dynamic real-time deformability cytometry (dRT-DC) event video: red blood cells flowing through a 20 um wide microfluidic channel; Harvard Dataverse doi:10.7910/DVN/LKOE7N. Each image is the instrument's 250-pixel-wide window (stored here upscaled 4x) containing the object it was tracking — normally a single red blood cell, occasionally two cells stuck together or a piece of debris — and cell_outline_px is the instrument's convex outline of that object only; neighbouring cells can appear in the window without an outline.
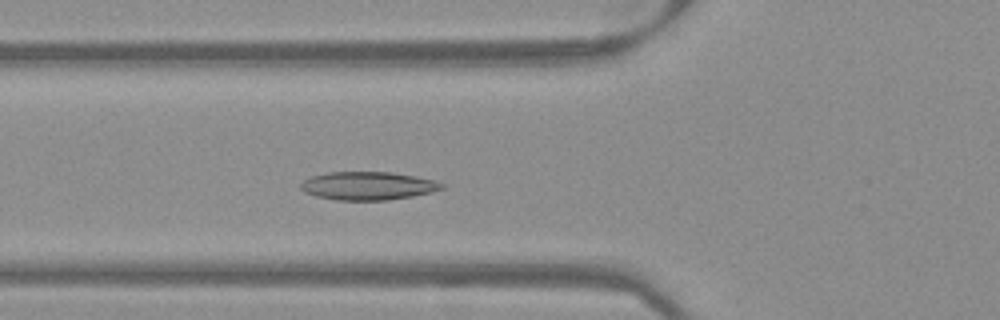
{"species": "Egyptian fruit bat (a non-hibernating species)", "species_latin": "Rousettus aegyptiacus", "temperature_condition": "warm", "stored_images_in_passage": 47, "camera_frame_rate_fps": 3000, "um_per_image_px": 0.085, "frame": {"image": 1, "passage_image": 15, "time_ms": 4.667, "image_size_px": [1000, 320], "cell_outline_px": [[444, 188], [432, 192], [412, 196], [388, 200], [336, 200], [316, 196], [304, 192], [300, 188], [300, 184], [304, 180], [312, 176], [328, 172], [392, 172], [416, 176], [436, 180], [444, 184]], "centroid_in_image_um": [31.29, 15.79], "position_along_channel_um": 94.5, "area_um2": 23.29}}
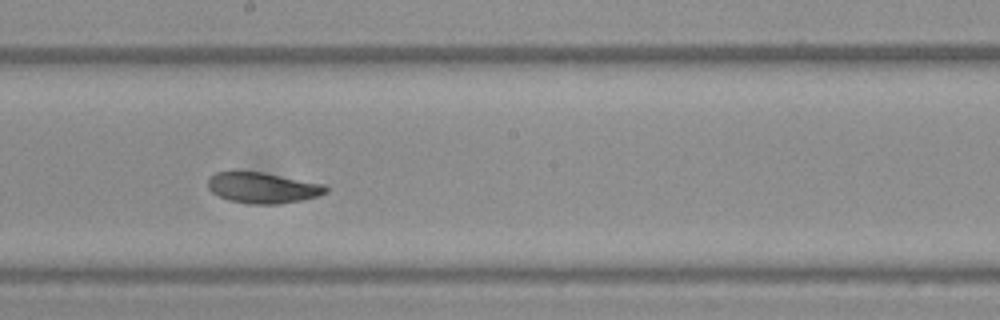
{"frame": {"image": 2, "passage_image": 25, "time_ms": 8.0, "image_size_px": [1000, 320], "cell_outline_px": [[328, 192], [304, 200], [280, 204], [248, 204], [228, 200], [212, 192], [208, 188], [208, 176], [216, 172], [264, 172], [328, 184]], "centroid_in_image_um": [22.38, 15.96], "position_along_channel_um": 225.8, "area_um2": 21.5}}
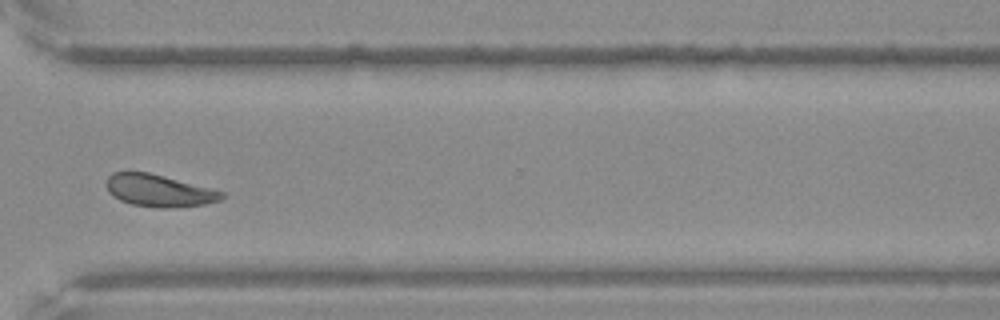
{"frame": {"image": 3, "passage_image": 35, "time_ms": 11.333, "image_size_px": [1000, 320], "cell_outline_px": [[224, 196], [220, 200], [204, 204], [168, 208], [156, 208], [132, 204], [120, 200], [112, 196], [108, 192], [104, 184], [108, 176], [112, 172], [148, 172], [212, 188], [224, 192]], "centroid_in_image_um": [13.47, 16.2], "position_along_channel_um": 357.1, "area_um2": 21.73}}